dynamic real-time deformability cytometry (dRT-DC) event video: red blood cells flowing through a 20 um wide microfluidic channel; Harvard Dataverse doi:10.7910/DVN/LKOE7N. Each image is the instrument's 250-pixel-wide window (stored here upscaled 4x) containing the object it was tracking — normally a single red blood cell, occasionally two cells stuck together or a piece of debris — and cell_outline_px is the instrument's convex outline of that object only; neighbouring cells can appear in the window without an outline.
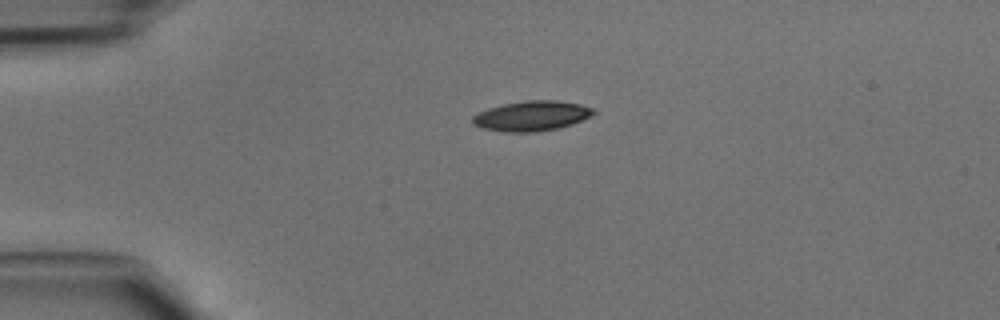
{"species": "common noctule bat (a hibernating species)", "species_latin": "Nyctalus noctula", "temperature_condition": "cold", "stored_images_in_passage": 5, "camera_frame_rate_fps": 3000, "um_per_image_px": 0.085, "animal": {"sex": "male", "body_mass_g": 15.6}, "frame": {"image": 1, "passage_image": 1, "time_ms": 0.0, "image_size_px": [1000, 320], "cell_outline_px": [[596, 112], [572, 124], [556, 128], [536, 132], [504, 132], [484, 128], [472, 124], [472, 116], [488, 108], [504, 104], [524, 100], [556, 100], [580, 104], [592, 108]], "centroid_in_image_um": [45.16, 9.85], "position_along_channel_um": 39.8, "area_um2": 20.92}}